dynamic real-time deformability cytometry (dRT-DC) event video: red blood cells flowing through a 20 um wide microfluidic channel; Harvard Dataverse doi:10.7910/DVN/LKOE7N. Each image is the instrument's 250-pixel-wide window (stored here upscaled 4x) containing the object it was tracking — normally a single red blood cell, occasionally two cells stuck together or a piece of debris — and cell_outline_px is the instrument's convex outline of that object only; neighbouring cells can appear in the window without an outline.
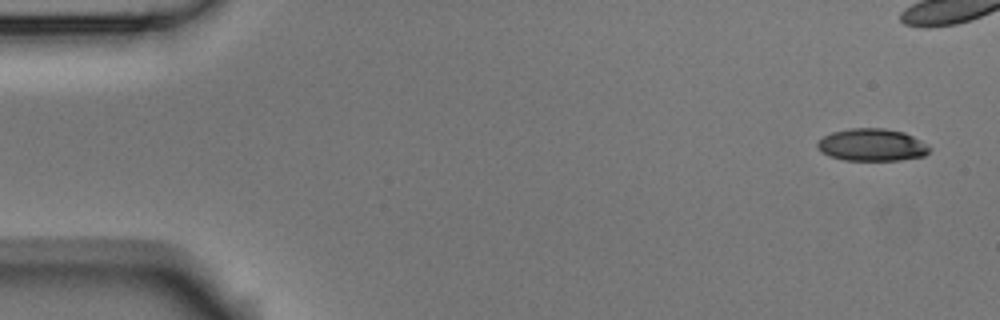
{"species": "Egyptian fruit bat (a non-hibernating species)", "species_latin": "Rousettus aegyptiacus", "temperature_condition": "room temperature", "stored_images_in_passage": 6, "camera_frame_rate_fps": 3000, "um_per_image_px": 0.085, "animal": {"sex": "male"}, "frame": {"image": 1, "passage_image": 1, "time_ms": 0.0, "image_size_px": [1000, 320], "cell_outline_px": [[932, 148], [924, 156], [900, 160], [844, 160], [828, 156], [820, 152], [816, 148], [816, 144], [824, 136], [832, 132], [852, 128], [884, 128], [904, 132], [928, 144]], "centroid_in_image_um": [74.11, 12.32], "position_along_channel_um": 10.9, "area_um2": 21.27}}
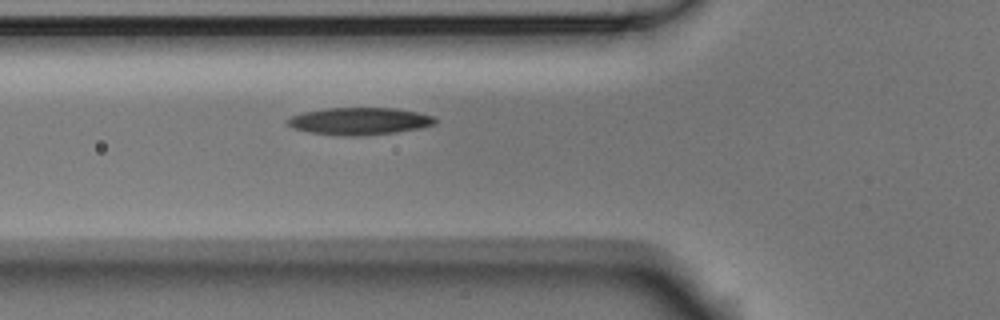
{"frame": {"image": 2, "passage_image": 6, "time_ms": 1.667, "image_size_px": [1000, 320], "cell_outline_px": [[436, 124], [420, 128], [396, 132], [360, 136], [340, 136], [308, 132], [292, 128], [284, 120], [292, 116], [304, 112], [324, 108], [396, 108], [436, 116]], "centroid_in_image_um": [30.55, 10.3], "position_along_channel_um": 95.3, "area_um2": 23.64}}